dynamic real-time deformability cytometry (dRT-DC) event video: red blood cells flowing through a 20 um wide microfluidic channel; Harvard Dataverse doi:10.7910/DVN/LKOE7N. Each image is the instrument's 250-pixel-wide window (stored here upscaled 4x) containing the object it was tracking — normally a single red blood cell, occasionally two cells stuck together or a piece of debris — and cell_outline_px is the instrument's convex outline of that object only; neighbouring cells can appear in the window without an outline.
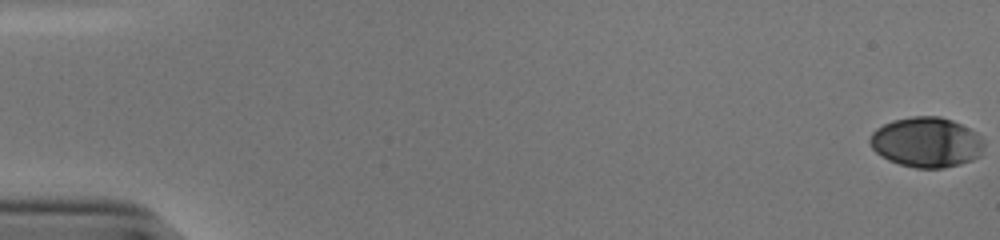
{"species": "human", "species_latin": "Homo sapiens", "temperature_condition": "cold", "stored_images_in_passage": 55, "camera_frame_rate_fps": 3000, "um_per_image_px": 0.085, "donor": {"sex": "male"}, "frame": {"image": 1, "passage_image": 1, "time_ms": 0.0, "image_size_px": [1000, 240], "cell_outline_px": [[984, 148], [980, 156], [972, 160], [960, 164], [944, 168], [916, 168], [900, 164], [888, 160], [880, 156], [872, 148], [868, 140], [872, 132], [876, 128], [892, 120], [912, 116], [940, 116], [952, 120], [976, 132], [984, 140]], "centroid_in_image_um": [78.74, 12.09], "position_along_channel_um": 6.3, "area_um2": 33.58}}
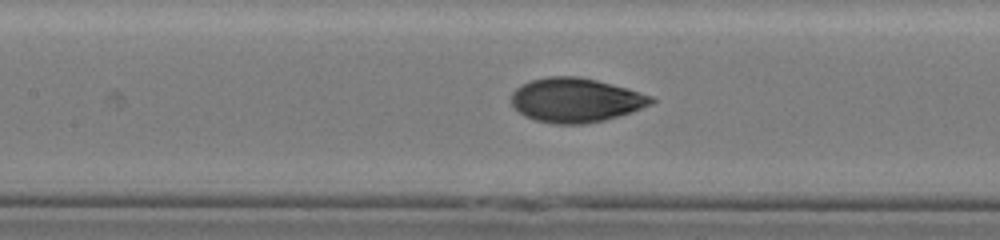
{"frame": {"image": 2, "passage_image": 27, "time_ms": 8.667, "image_size_px": [1000, 240], "cell_outline_px": [[656, 100], [652, 104], [632, 112], [620, 116], [604, 120], [584, 124], [552, 124], [536, 120], [524, 116], [512, 104], [512, 92], [516, 88], [532, 80], [548, 76], [576, 76], [596, 80], [628, 88], [652, 96]], "centroid_in_image_um": [48.96, 8.52], "position_along_channel_um": 158.4, "area_um2": 36.07}}
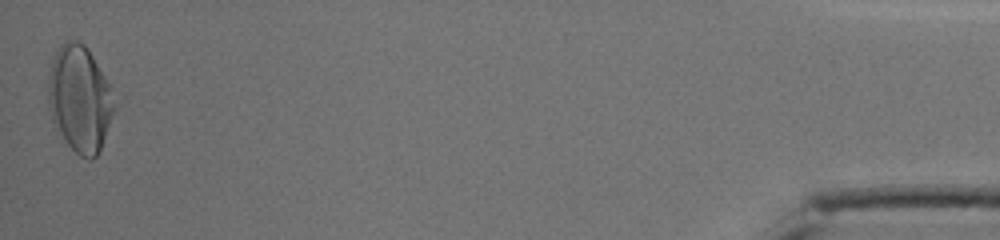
{"frame": {"image": 3, "passage_image": 55, "time_ms": 18.0, "image_size_px": [1000, 240], "cell_outline_px": [[116, 108], [100, 148], [96, 156], [92, 160], [88, 160], [80, 156], [60, 140], [52, 120], [48, 108], [48, 76], [52, 56], [56, 48], [64, 40], [76, 40], [84, 44], [88, 48], [112, 88]], "centroid_in_image_um": [6.75, 8.4], "position_along_channel_um": 428.5, "area_um2": 41.91}, "authors_computed_cell_mechanics": {"area_um2": 34.969, "velocity_mm_per_s": 3.8364, "shape_relaxation_time_tau1_ms": 3.569, "shape_relaxation_time_tau2_ms": 0.9294, "deformation_change_tau1": 0.1823, "deformation_change_tau2": 0.0452}}